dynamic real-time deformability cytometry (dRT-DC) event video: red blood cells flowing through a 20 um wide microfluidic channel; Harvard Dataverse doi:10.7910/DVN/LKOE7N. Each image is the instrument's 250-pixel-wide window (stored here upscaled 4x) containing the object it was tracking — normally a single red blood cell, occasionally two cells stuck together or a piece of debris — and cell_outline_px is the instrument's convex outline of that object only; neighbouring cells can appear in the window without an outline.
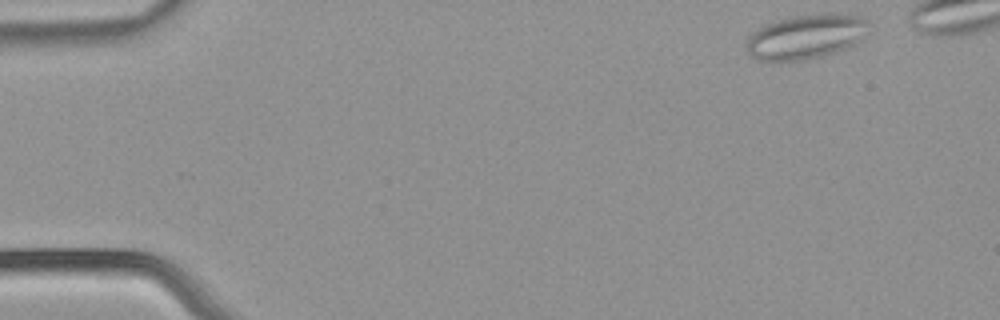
{"species": "common noctule bat (a hibernating species)", "species_latin": "Nyctalus noctula", "temperature_condition": "warm", "stored_images_in_passage": 44, "segment_of_instrument_passage": [1, 2], "camera_frame_rate_fps": 3000, "um_per_image_px": 0.085, "animal": {"sex": "male", "body_mass_g": 21.5, "forearm_length_mm": 52.0}, "frame": {"image": 1, "passage_image": 1, "time_ms": 0.0, "image_size_px": [1000, 320], "cell_outline_px": [[872, 24], [868, 32], [856, 44], [824, 56], [800, 60], [756, 60], [744, 48], [744, 44], [748, 36], [756, 28], [764, 24], [788, 16], [824, 12], [836, 12], [864, 16]], "centroid_in_image_um": [68.54, 3.07], "position_along_channel_um": 16.5, "area_um2": 32.83}}